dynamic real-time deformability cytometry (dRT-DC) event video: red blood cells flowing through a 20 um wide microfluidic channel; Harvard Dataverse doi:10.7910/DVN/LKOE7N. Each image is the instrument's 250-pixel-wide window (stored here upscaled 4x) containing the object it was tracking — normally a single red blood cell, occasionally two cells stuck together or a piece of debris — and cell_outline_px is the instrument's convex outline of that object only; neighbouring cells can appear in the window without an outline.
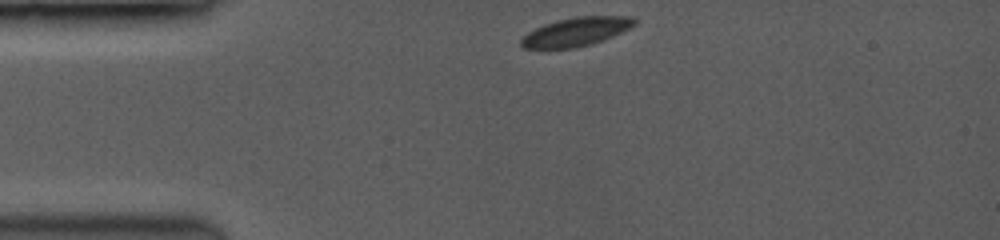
{"species": "common noctule bat (a hibernating species)", "species_latin": "Nyctalus noctula", "temperature_condition": "room temperature", "stored_images_in_passage": 16, "camera_frame_rate_fps": 3500, "um_per_image_px": 0.085, "animal": {"sex": "female", "body_mass_g": 19.0, "forearm_length_mm": 53.3}, "frame": {"image": 1, "passage_image": 1, "time_ms": 0.0, "image_size_px": [1000, 240], "cell_outline_px": [[636, 24], [612, 36], [588, 44], [572, 48], [524, 48], [520, 44], [520, 40], [528, 32], [544, 24], [556, 20], [576, 16], [632, 16], [636, 20]], "centroid_in_image_um": [48.94, 2.68], "position_along_channel_um": 36.1, "area_um2": 18.61}}
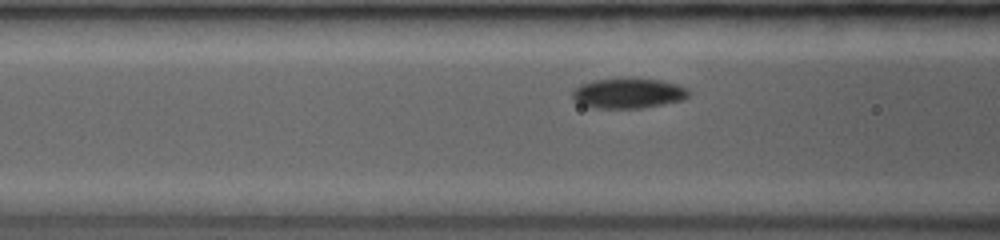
{"frame": {"image": 2, "passage_image": 11, "time_ms": 2.857, "image_size_px": [1000, 240], "cell_outline_px": [[688, 96], [680, 100], [640, 108], [600, 108], [580, 104], [572, 96], [572, 92], [580, 84], [592, 80], [620, 76], [660, 80], [676, 84], [684, 88], [688, 92]], "centroid_in_image_um": [53.34, 7.88], "position_along_channel_um": 113.3, "area_um2": 20.46}}
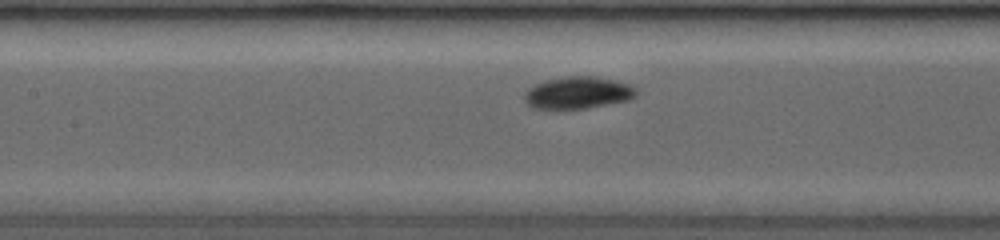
{"frame": {"image": 3, "passage_image": 16, "time_ms": 4.0, "image_size_px": [1000, 240], "cell_outline_px": [[636, 92], [632, 96], [624, 100], [584, 108], [536, 108], [528, 104], [524, 96], [528, 88], [544, 80], [568, 76], [596, 76], [628, 84], [636, 88]], "centroid_in_image_um": [49.07, 7.86], "position_along_channel_um": 158.3, "area_um2": 20.17}}